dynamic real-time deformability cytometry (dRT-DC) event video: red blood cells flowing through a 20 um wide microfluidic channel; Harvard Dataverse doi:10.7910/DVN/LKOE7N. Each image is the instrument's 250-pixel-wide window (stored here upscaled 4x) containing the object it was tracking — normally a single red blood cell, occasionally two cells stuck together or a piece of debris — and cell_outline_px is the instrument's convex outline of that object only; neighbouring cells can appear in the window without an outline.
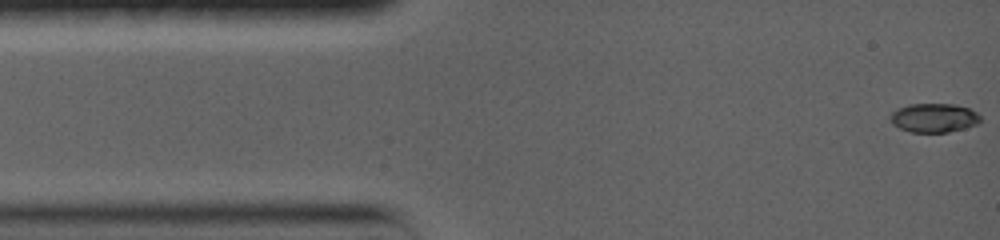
{"species": "common noctule bat (a hibernating species)", "species_latin": "Nyctalus noctula", "temperature_condition": "warm", "stored_images_in_passage": 45, "camera_frame_rate_fps": 5000, "um_per_image_px": 0.085, "animal": {"sex": "female", "body_mass_g": 19.0, "forearm_length_mm": 56.7}, "frame": {"image": 1, "passage_image": 1, "time_ms": 0.0, "image_size_px": [1000, 240], "cell_outline_px": [[980, 120], [976, 124], [964, 128], [948, 132], [912, 132], [900, 128], [892, 124], [888, 120], [888, 116], [892, 112], [908, 104], [956, 104], [968, 108], [976, 112], [980, 116]], "centroid_in_image_um": [79.35, 10.01], "position_along_channel_um": 5.7, "area_um2": 15.2}}
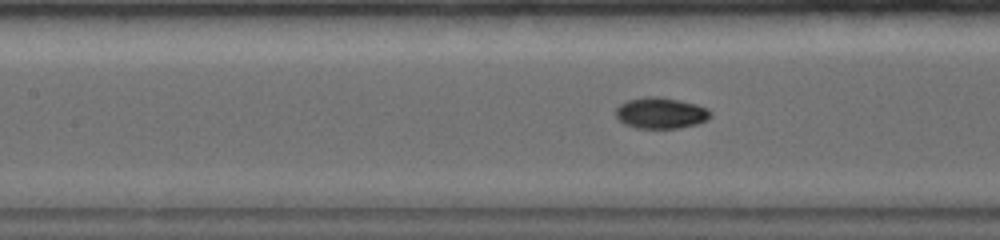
{"frame": {"image": 2, "passage_image": 23, "time_ms": 6.2, "image_size_px": [1000, 240], "cell_outline_px": [[712, 116], [708, 120], [696, 124], [680, 128], [636, 128], [624, 124], [616, 116], [616, 108], [620, 104], [628, 100], [644, 96], [656, 96], [696, 104], [708, 108], [712, 112]], "centroid_in_image_um": [56.18, 9.61], "position_along_channel_um": 151.2, "area_um2": 17.22}}
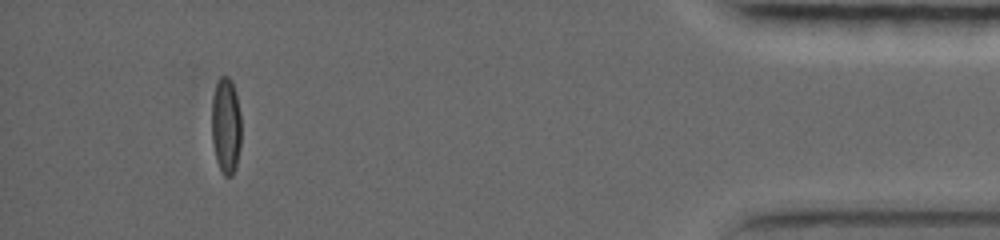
{"frame": {"image": 3, "passage_image": 41, "time_ms": 15.4, "image_size_px": [1000, 240], "cell_outline_px": [[240, 148], [236, 168], [232, 176], [224, 176], [216, 160], [212, 140], [212, 100], [216, 80], [220, 76], [228, 76], [232, 80], [236, 96], [240, 116]], "centroid_in_image_um": [19.19, 10.67], "position_along_channel_um": 416.0, "area_um2": 16.65}, "authors_computed_cell_mechanics": {"area_um2": 16.4152, "velocity_mm_per_s": 3.6613, "shape_relaxation_time_tau1_ms": 8.09, "shape_relaxation_time_tau2_ms": 1.5906, "deformation_change_tau1": 0.2864, "deformation_change_tau2": 0.0287}}